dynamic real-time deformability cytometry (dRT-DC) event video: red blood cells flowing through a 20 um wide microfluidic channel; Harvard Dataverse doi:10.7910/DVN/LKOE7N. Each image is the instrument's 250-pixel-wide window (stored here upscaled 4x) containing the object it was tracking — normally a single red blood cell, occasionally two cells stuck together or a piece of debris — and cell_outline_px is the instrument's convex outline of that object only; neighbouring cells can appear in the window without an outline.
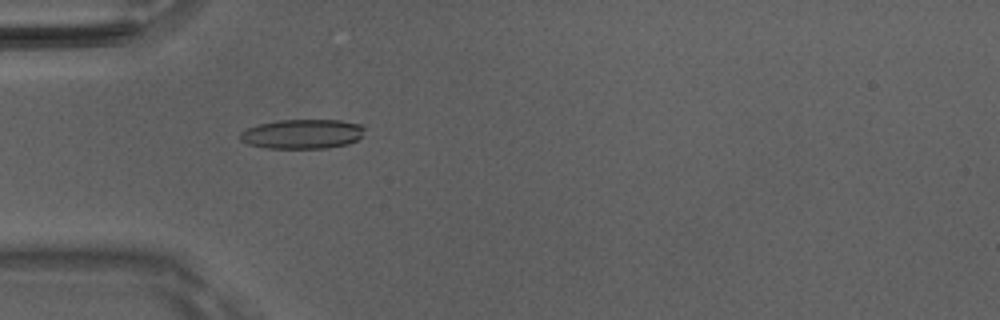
{"species": "Egyptian fruit bat (a non-hibernating species)", "species_latin": "Rousettus aegyptiacus", "temperature_condition": "room temperature", "stored_images_in_passage": 32, "camera_frame_rate_fps": 3000, "um_per_image_px": 0.085, "animal": {"sex": "male"}, "frame": {"image": 1, "passage_image": 3, "time_ms": 0.667, "image_size_px": [1000, 320], "cell_outline_px": [[364, 128], [360, 136], [356, 140], [348, 144], [328, 148], [268, 148], [248, 144], [240, 140], [240, 132], [248, 128], [260, 124], [280, 120], [340, 120], [360, 124]], "centroid_in_image_um": [25.69, 11.39], "position_along_channel_um": 59.3, "area_um2": 21.21}}
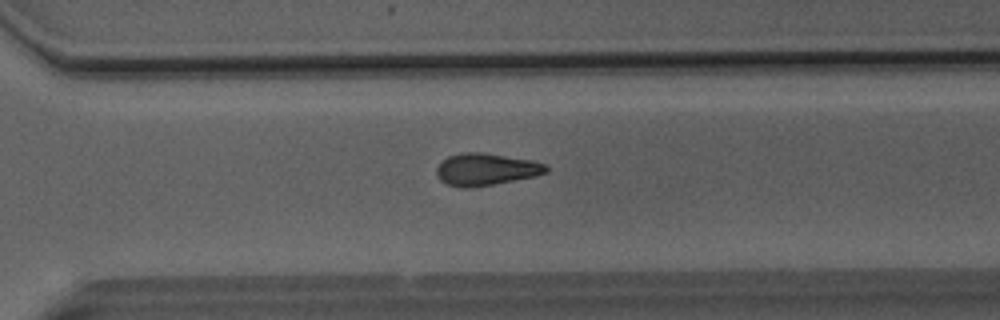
{"frame": {"image": 2, "passage_image": 23, "time_ms": 7.333, "image_size_px": [1000, 320], "cell_outline_px": [[548, 172], [536, 176], [492, 184], [468, 188], [460, 188], [448, 184], [440, 180], [436, 172], [436, 168], [448, 156], [464, 152], [484, 152], [532, 160], [544, 164], [548, 168]], "centroid_in_image_um": [41.31, 14.39], "position_along_channel_um": 329.3, "area_um2": 20.4}}
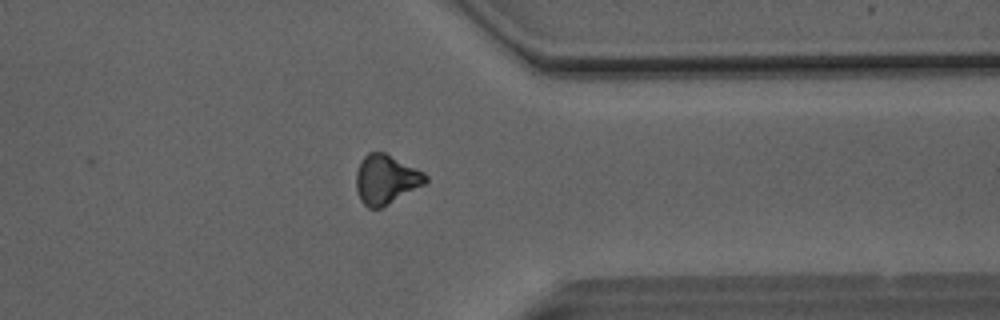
{"frame": {"image": 3, "passage_image": 27, "time_ms": 8.667, "image_size_px": [1000, 320], "cell_outline_px": [[428, 180], [424, 184], [388, 204], [380, 208], [368, 208], [360, 200], [356, 188], [356, 172], [364, 156], [368, 152], [384, 152], [424, 172], [428, 176]], "centroid_in_image_um": [32.79, 15.25], "position_along_channel_um": 378.6, "area_um2": 19.71}}